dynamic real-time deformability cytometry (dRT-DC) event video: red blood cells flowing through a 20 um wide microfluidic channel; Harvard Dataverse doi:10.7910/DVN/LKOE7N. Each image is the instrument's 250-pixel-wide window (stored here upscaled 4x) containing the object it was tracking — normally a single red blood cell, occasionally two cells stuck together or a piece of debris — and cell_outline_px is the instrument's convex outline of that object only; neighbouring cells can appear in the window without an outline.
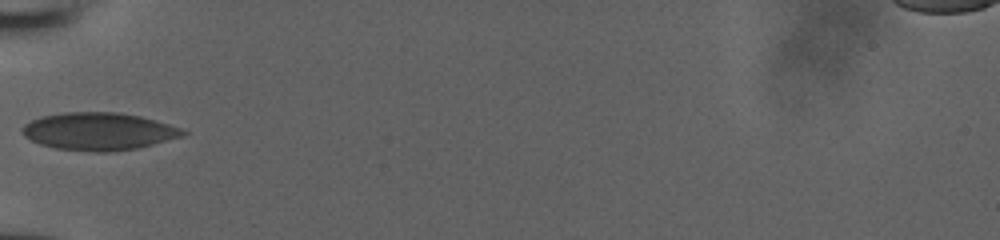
{"species": "human", "species_latin": "Homo sapiens", "temperature_condition": "room temperature", "stored_images_in_passage": 7, "camera_frame_rate_fps": 3000, "um_per_image_px": 0.085, "donor": {"sex": "male"}, "frame": {"image": 1, "passage_image": 1, "time_ms": 0.0, "image_size_px": [1000, 240], "cell_outline_px": [[188, 132], [184, 136], [136, 148], [108, 152], [96, 152], [56, 148], [40, 144], [24, 136], [20, 128], [24, 124], [40, 116], [64, 112], [120, 112], [140, 116], [168, 124], [180, 128]], "centroid_in_image_um": [8.37, 11.16], "position_along_channel_um": 76.6, "area_um2": 35.08}}
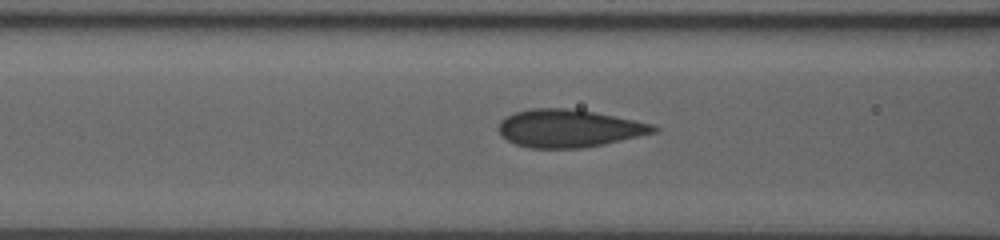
{"frame": {"image": 2, "passage_image": 4, "time_ms": 1.0, "image_size_px": [1000, 240], "cell_outline_px": [[660, 128], [656, 132], [604, 144], [580, 148], [528, 148], [516, 144], [500, 136], [496, 128], [500, 120], [516, 112], [532, 108], [564, 108], [596, 112], [636, 120], [652, 124]], "centroid_in_image_um": [48.33, 10.91], "position_along_channel_um": 118.3, "area_um2": 34.16}}
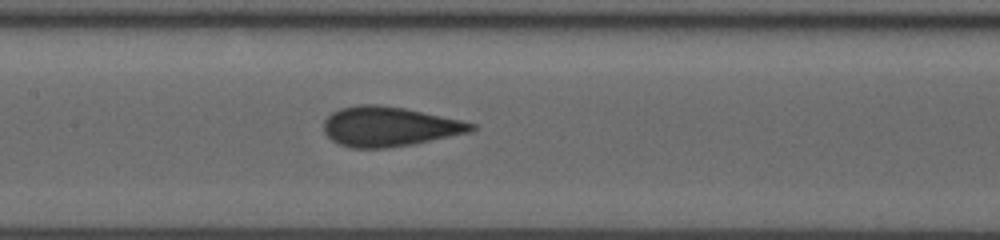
{"frame": {"image": 3, "passage_image": 7, "time_ms": 2.0, "image_size_px": [1000, 240], "cell_outline_px": [[476, 128], [472, 132], [412, 144], [384, 148], [352, 148], [340, 144], [332, 140], [324, 132], [324, 120], [332, 112], [340, 108], [356, 104], [380, 104], [404, 108], [460, 120], [476, 124]], "centroid_in_image_um": [33.07, 10.75], "position_along_channel_um": 174.3, "area_um2": 34.1}}